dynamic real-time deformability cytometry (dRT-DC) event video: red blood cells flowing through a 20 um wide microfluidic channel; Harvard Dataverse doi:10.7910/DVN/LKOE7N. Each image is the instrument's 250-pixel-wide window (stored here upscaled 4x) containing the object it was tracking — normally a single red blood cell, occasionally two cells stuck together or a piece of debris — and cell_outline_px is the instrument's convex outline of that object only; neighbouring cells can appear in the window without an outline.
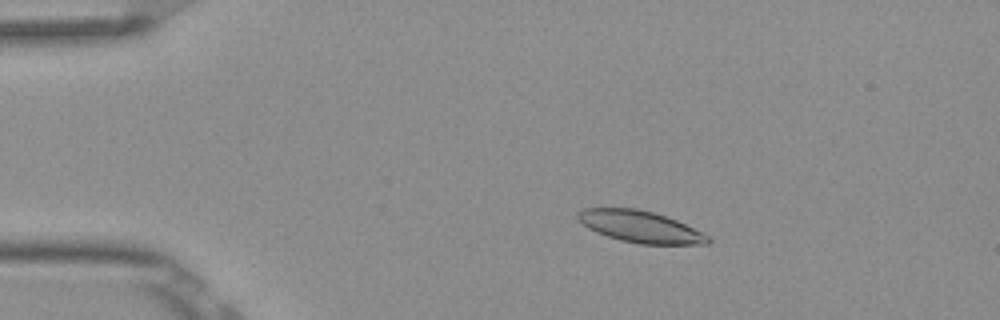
{"species": "Egyptian fruit bat (a non-hibernating species)", "species_latin": "Rousettus aegyptiacus", "temperature_condition": "room temperature", "stored_images_in_passage": 4, "camera_frame_rate_fps": 3000, "um_per_image_px": 0.085, "frame": {"image": 1, "passage_image": 3, "time_ms": 0.667, "image_size_px": [1000, 320], "cell_outline_px": [[712, 240], [708, 244], [640, 244], [620, 240], [596, 232], [588, 228], [576, 220], [576, 212], [584, 208], [636, 208], [652, 212], [676, 220], [708, 236]], "centroid_in_image_um": [54.35, 19.26], "position_along_channel_um": 30.6, "area_um2": 23.87}}